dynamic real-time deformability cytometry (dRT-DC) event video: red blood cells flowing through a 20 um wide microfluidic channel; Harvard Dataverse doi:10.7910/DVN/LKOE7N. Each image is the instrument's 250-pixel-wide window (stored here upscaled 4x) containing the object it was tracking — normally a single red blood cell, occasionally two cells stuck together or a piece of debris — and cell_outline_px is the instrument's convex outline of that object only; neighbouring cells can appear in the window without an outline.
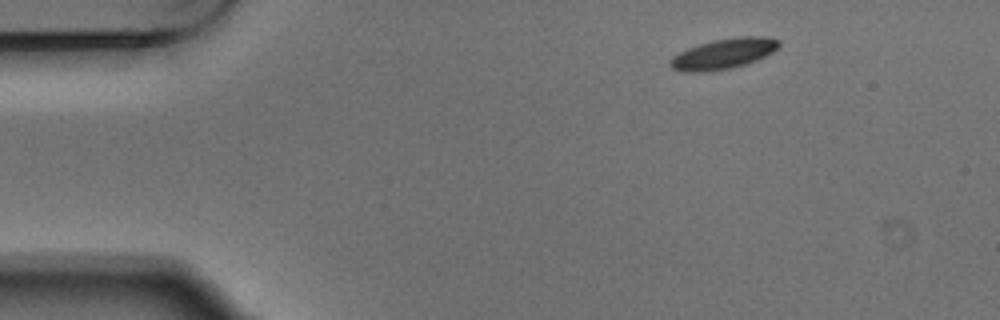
{"species": "Egyptian fruit bat (a non-hibernating species)", "species_latin": "Rousettus aegyptiacus", "temperature_condition": "warm", "stored_images_in_passage": 3, "camera_frame_rate_fps": 3000, "um_per_image_px": 0.085, "animal": {"sex": "male"}, "frame": {"image": 1, "passage_image": 1, "time_ms": 0.0, "image_size_px": [1000, 320], "cell_outline_px": [[780, 44], [772, 52], [756, 60], [732, 68], [708, 72], [680, 72], [672, 68], [668, 64], [668, 60], [672, 56], [688, 48], [712, 40], [740, 36], [768, 36], [780, 40]], "centroid_in_image_um": [61.46, 4.57], "position_along_channel_um": 23.5, "area_um2": 19.42}}